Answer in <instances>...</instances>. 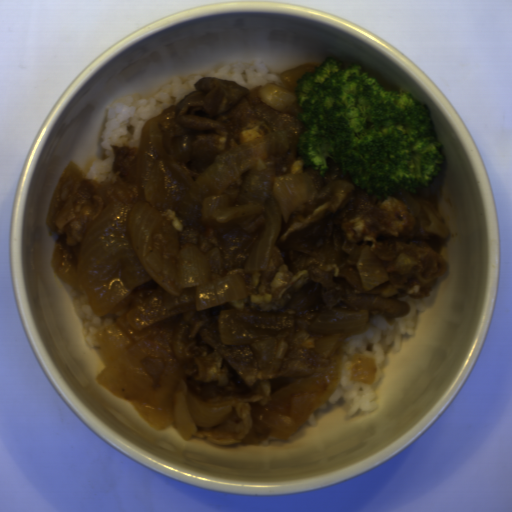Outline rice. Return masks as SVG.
I'll return each instance as SVG.
<instances>
[{"label":"rice","mask_w":512,"mask_h":512,"mask_svg":"<svg viewBox=\"0 0 512 512\" xmlns=\"http://www.w3.org/2000/svg\"><path fill=\"white\" fill-rule=\"evenodd\" d=\"M204 78H217L233 82L248 89L268 85L287 87L284 77L269 72L266 63L253 59V63H233L206 75H192L189 79L176 77L164 87L141 98L139 94L125 93L109 105L106 124L100 133V145L105 150L104 158H94L86 171L87 180L101 183H116L112 168L113 147L138 148L140 131L146 122L159 117L171 106L195 92L196 84Z\"/></svg>","instance_id":"1"},{"label":"rice","mask_w":512,"mask_h":512,"mask_svg":"<svg viewBox=\"0 0 512 512\" xmlns=\"http://www.w3.org/2000/svg\"><path fill=\"white\" fill-rule=\"evenodd\" d=\"M401 297L409 306L406 315L392 321H385L380 315H375L368 319L363 333L345 340L337 384L326 401L316 404L305 423L315 425V413L327 409V405L337 404L340 400L345 403V419L357 412L372 413L376 409L373 390L381 379L385 354L389 351L398 353L404 338L413 336L418 315L430 309L435 295L433 293L426 297L413 298L407 293ZM371 357L377 367L376 381H356L354 369L357 363Z\"/></svg>","instance_id":"2"},{"label":"rice","mask_w":512,"mask_h":512,"mask_svg":"<svg viewBox=\"0 0 512 512\" xmlns=\"http://www.w3.org/2000/svg\"><path fill=\"white\" fill-rule=\"evenodd\" d=\"M64 289L80 316L87 346L102 347L98 333L119 317L111 316L107 312L101 315L95 314L85 285H73L65 280Z\"/></svg>","instance_id":"3"}]
</instances>
